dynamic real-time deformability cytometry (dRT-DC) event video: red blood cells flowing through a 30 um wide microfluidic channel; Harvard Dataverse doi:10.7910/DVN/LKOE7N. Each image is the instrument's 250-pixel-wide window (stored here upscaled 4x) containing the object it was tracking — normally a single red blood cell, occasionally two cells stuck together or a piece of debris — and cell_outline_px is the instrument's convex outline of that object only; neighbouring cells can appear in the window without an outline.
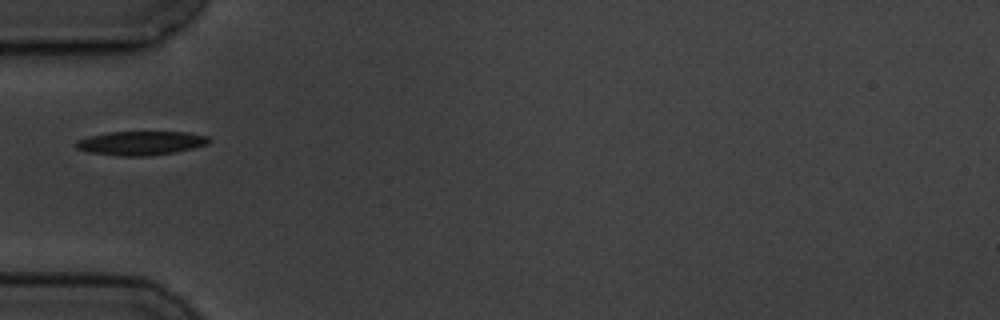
{"species": "common noctule bat (a hibernating species)", "species_latin": "Nyctalus noctula", "temperature_condition": "cold", "stored_images_in_passage": 7, "camera_frame_rate_fps": 3000, "um_per_image_px": 0.085, "animal": {"sex": "male", "body_mass_g": 19.5, "forearm_length_mm": 54.6}, "frame": {"image": 1, "passage_image": 5, "time_ms": 4.667, "image_size_px": [1000, 320], "cell_outline_px": [[212, 140], [208, 144], [176, 152], [148, 156], [120, 156], [88, 152], [76, 148], [76, 140], [88, 136], [108, 132], [188, 132], [208, 136]], "centroid_in_image_um": [11.98, 12.16], "position_along_channel_um": 73.0, "area_um2": 18.67}}
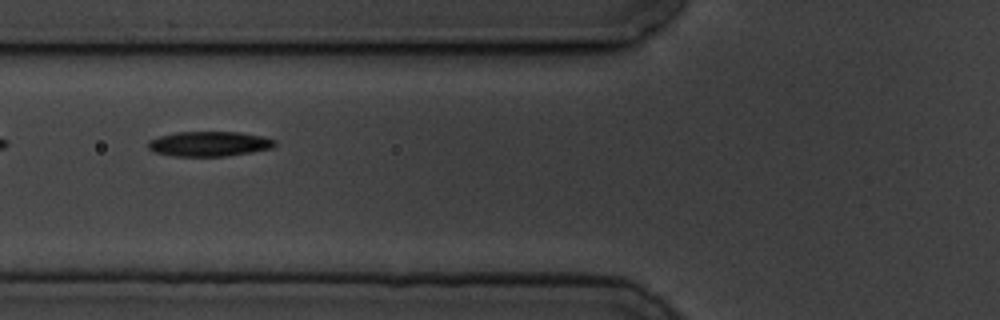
{"frame": {"image": 2, "passage_image": 6, "time_ms": 5.667, "image_size_px": [1000, 320], "cell_outline_px": [[276, 144], [272, 148], [252, 152], [224, 156], [172, 156], [152, 152], [148, 148], [148, 140], [160, 136], [176, 132], [240, 132], [264, 136], [276, 140]], "centroid_in_image_um": [17.78, 12.23], "position_along_channel_um": 108.0, "area_um2": 18.55}}
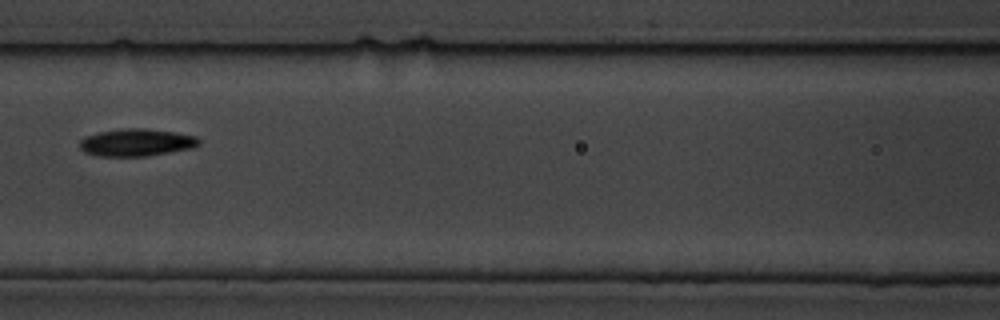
{"frame": {"image": 3, "passage_image": 7, "time_ms": 7.0, "image_size_px": [1000, 320], "cell_outline_px": [[200, 144], [192, 148], [148, 156], [100, 156], [84, 152], [80, 148], [80, 140], [84, 136], [100, 132], [124, 128], [144, 128], [176, 132], [196, 136], [200, 140]], "centroid_in_image_um": [11.61, 12.11], "position_along_channel_um": 155.0, "area_um2": 19.07}}